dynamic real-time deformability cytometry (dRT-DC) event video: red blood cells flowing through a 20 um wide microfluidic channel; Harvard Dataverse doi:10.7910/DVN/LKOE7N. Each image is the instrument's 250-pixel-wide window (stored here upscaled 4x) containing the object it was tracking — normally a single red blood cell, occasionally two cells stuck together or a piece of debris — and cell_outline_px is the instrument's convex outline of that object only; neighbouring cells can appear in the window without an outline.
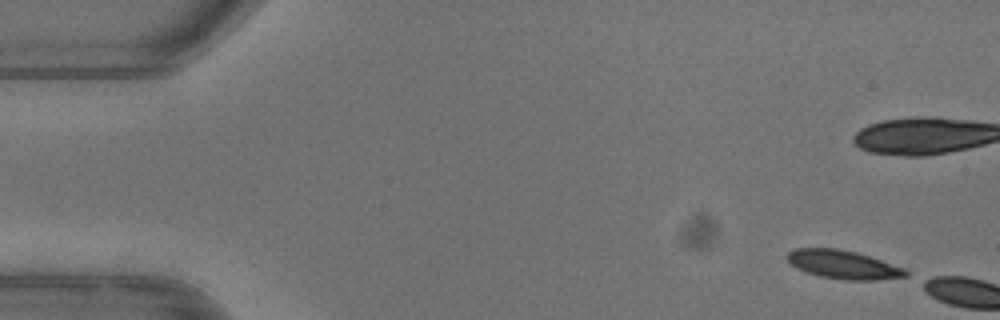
{"species": "common noctule bat (a hibernating species)", "species_latin": "Nyctalus noctula", "temperature_condition": "warm", "stored_images_in_passage": 4, "camera_frame_rate_fps": 3000, "um_per_image_px": 0.085, "animal": {"sex": "female"}, "frame": {"image": 1, "passage_image": 1, "time_ms": 0.0, "image_size_px": [1000, 320], "cell_outline_px": [[908, 276], [876, 280], [844, 280], [820, 276], [804, 272], [796, 268], [784, 256], [788, 252], [796, 248], [836, 248], [856, 252], [904, 268], [908, 272]], "centroid_in_image_um": [71.63, 22.49], "position_along_channel_um": 13.4, "area_um2": 19.65}}